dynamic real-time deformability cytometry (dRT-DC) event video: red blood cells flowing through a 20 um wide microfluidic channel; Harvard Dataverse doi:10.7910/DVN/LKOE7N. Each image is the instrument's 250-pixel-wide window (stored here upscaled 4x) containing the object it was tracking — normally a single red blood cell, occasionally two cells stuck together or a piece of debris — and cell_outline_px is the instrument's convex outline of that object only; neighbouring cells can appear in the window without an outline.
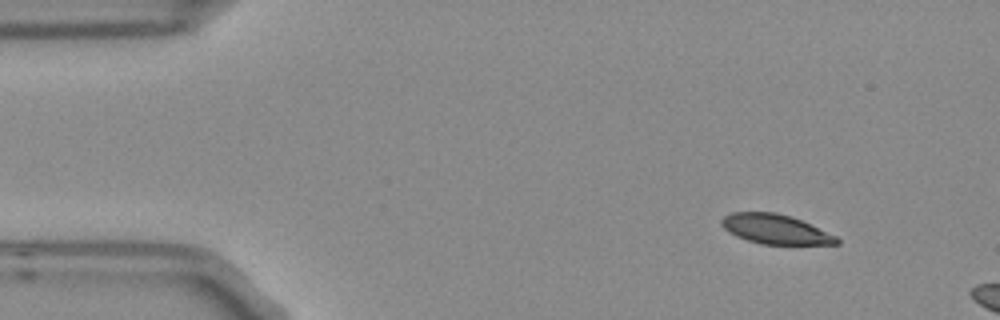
{"species": "Egyptian fruit bat (a non-hibernating species)", "species_latin": "Rousettus aegyptiacus", "temperature_condition": "room temperature", "stored_images_in_passage": 3, "camera_frame_rate_fps": 3000, "um_per_image_px": 0.085, "frame": {"image": 1, "passage_image": 1, "time_ms": 0.0, "image_size_px": [1000, 320], "cell_outline_px": [[840, 244], [760, 244], [736, 236], [728, 232], [720, 224], [720, 220], [724, 216], [732, 212], [776, 212], [792, 216], [836, 236], [840, 240]], "centroid_in_image_um": [65.88, 19.47], "position_along_channel_um": 19.1, "area_um2": 19.83}}